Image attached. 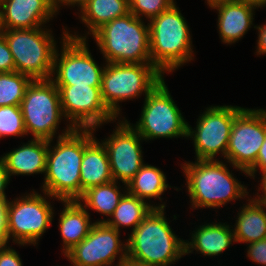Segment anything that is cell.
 <instances>
[{
    "mask_svg": "<svg viewBox=\"0 0 266 266\" xmlns=\"http://www.w3.org/2000/svg\"><path fill=\"white\" fill-rule=\"evenodd\" d=\"M94 129H73L48 141L46 171L42 192L53 200L77 201L81 197L80 168L84 147L94 138Z\"/></svg>",
    "mask_w": 266,
    "mask_h": 266,
    "instance_id": "obj_1",
    "label": "cell"
},
{
    "mask_svg": "<svg viewBox=\"0 0 266 266\" xmlns=\"http://www.w3.org/2000/svg\"><path fill=\"white\" fill-rule=\"evenodd\" d=\"M222 161L196 160L181 164L192 210L204 207L218 209L231 201L248 198L247 187Z\"/></svg>",
    "mask_w": 266,
    "mask_h": 266,
    "instance_id": "obj_2",
    "label": "cell"
},
{
    "mask_svg": "<svg viewBox=\"0 0 266 266\" xmlns=\"http://www.w3.org/2000/svg\"><path fill=\"white\" fill-rule=\"evenodd\" d=\"M164 208H153L127 238V257L151 266H171L185 255V240L169 225Z\"/></svg>",
    "mask_w": 266,
    "mask_h": 266,
    "instance_id": "obj_3",
    "label": "cell"
},
{
    "mask_svg": "<svg viewBox=\"0 0 266 266\" xmlns=\"http://www.w3.org/2000/svg\"><path fill=\"white\" fill-rule=\"evenodd\" d=\"M176 4L148 21L151 62L163 75L194 59L190 28Z\"/></svg>",
    "mask_w": 266,
    "mask_h": 266,
    "instance_id": "obj_4",
    "label": "cell"
},
{
    "mask_svg": "<svg viewBox=\"0 0 266 266\" xmlns=\"http://www.w3.org/2000/svg\"><path fill=\"white\" fill-rule=\"evenodd\" d=\"M131 12L105 23L93 34L107 63H152L149 24Z\"/></svg>",
    "mask_w": 266,
    "mask_h": 266,
    "instance_id": "obj_5",
    "label": "cell"
},
{
    "mask_svg": "<svg viewBox=\"0 0 266 266\" xmlns=\"http://www.w3.org/2000/svg\"><path fill=\"white\" fill-rule=\"evenodd\" d=\"M101 95L107 108L117 117L122 114L119 103L148 95L164 78L152 63H105Z\"/></svg>",
    "mask_w": 266,
    "mask_h": 266,
    "instance_id": "obj_6",
    "label": "cell"
},
{
    "mask_svg": "<svg viewBox=\"0 0 266 266\" xmlns=\"http://www.w3.org/2000/svg\"><path fill=\"white\" fill-rule=\"evenodd\" d=\"M20 108L27 135L33 139L55 140L70 133L74 128L66 125L60 134L57 131L62 119L66 120L60 104L59 90L51 79L32 80L26 89Z\"/></svg>",
    "mask_w": 266,
    "mask_h": 266,
    "instance_id": "obj_7",
    "label": "cell"
},
{
    "mask_svg": "<svg viewBox=\"0 0 266 266\" xmlns=\"http://www.w3.org/2000/svg\"><path fill=\"white\" fill-rule=\"evenodd\" d=\"M46 27V28H45ZM12 53L17 72L36 79H51L57 43L47 26L1 29Z\"/></svg>",
    "mask_w": 266,
    "mask_h": 266,
    "instance_id": "obj_8",
    "label": "cell"
},
{
    "mask_svg": "<svg viewBox=\"0 0 266 266\" xmlns=\"http://www.w3.org/2000/svg\"><path fill=\"white\" fill-rule=\"evenodd\" d=\"M43 195L45 197L33 189L32 193L8 200L7 244L12 239L13 243L23 247L27 244L38 245L39 239L52 224L55 214L49 200L53 197L45 192Z\"/></svg>",
    "mask_w": 266,
    "mask_h": 266,
    "instance_id": "obj_9",
    "label": "cell"
},
{
    "mask_svg": "<svg viewBox=\"0 0 266 266\" xmlns=\"http://www.w3.org/2000/svg\"><path fill=\"white\" fill-rule=\"evenodd\" d=\"M164 79L144 98L140 119L136 124L130 123L144 141L187 138L188 122L172 99Z\"/></svg>",
    "mask_w": 266,
    "mask_h": 266,
    "instance_id": "obj_10",
    "label": "cell"
},
{
    "mask_svg": "<svg viewBox=\"0 0 266 266\" xmlns=\"http://www.w3.org/2000/svg\"><path fill=\"white\" fill-rule=\"evenodd\" d=\"M66 28H62L61 50L55 52L51 80L55 85L101 86L105 65L95 62L87 39L68 36Z\"/></svg>",
    "mask_w": 266,
    "mask_h": 266,
    "instance_id": "obj_11",
    "label": "cell"
},
{
    "mask_svg": "<svg viewBox=\"0 0 266 266\" xmlns=\"http://www.w3.org/2000/svg\"><path fill=\"white\" fill-rule=\"evenodd\" d=\"M205 109L196 127L188 124L187 129V138L194 143L195 160H217L218 153L225 159L234 118L243 107L218 105Z\"/></svg>",
    "mask_w": 266,
    "mask_h": 266,
    "instance_id": "obj_12",
    "label": "cell"
},
{
    "mask_svg": "<svg viewBox=\"0 0 266 266\" xmlns=\"http://www.w3.org/2000/svg\"><path fill=\"white\" fill-rule=\"evenodd\" d=\"M266 137V110L243 108L234 118L226 163L247 176Z\"/></svg>",
    "mask_w": 266,
    "mask_h": 266,
    "instance_id": "obj_13",
    "label": "cell"
},
{
    "mask_svg": "<svg viewBox=\"0 0 266 266\" xmlns=\"http://www.w3.org/2000/svg\"><path fill=\"white\" fill-rule=\"evenodd\" d=\"M55 86L59 90L64 118L74 129H94L96 132L102 124L118 120L105 105L101 86Z\"/></svg>",
    "mask_w": 266,
    "mask_h": 266,
    "instance_id": "obj_14",
    "label": "cell"
},
{
    "mask_svg": "<svg viewBox=\"0 0 266 266\" xmlns=\"http://www.w3.org/2000/svg\"><path fill=\"white\" fill-rule=\"evenodd\" d=\"M64 256L72 266H117L127 257V243L115 228L95 222L90 233Z\"/></svg>",
    "mask_w": 266,
    "mask_h": 266,
    "instance_id": "obj_15",
    "label": "cell"
},
{
    "mask_svg": "<svg viewBox=\"0 0 266 266\" xmlns=\"http://www.w3.org/2000/svg\"><path fill=\"white\" fill-rule=\"evenodd\" d=\"M116 123V128L101 142L105 146L110 162L113 181L125 186L144 165L141 142L144 140L125 118Z\"/></svg>",
    "mask_w": 266,
    "mask_h": 266,
    "instance_id": "obj_16",
    "label": "cell"
},
{
    "mask_svg": "<svg viewBox=\"0 0 266 266\" xmlns=\"http://www.w3.org/2000/svg\"><path fill=\"white\" fill-rule=\"evenodd\" d=\"M54 16L53 0H0L1 29L44 27Z\"/></svg>",
    "mask_w": 266,
    "mask_h": 266,
    "instance_id": "obj_17",
    "label": "cell"
},
{
    "mask_svg": "<svg viewBox=\"0 0 266 266\" xmlns=\"http://www.w3.org/2000/svg\"><path fill=\"white\" fill-rule=\"evenodd\" d=\"M218 12V33L224 44L239 41L252 26L256 6L235 0H223L209 6Z\"/></svg>",
    "mask_w": 266,
    "mask_h": 266,
    "instance_id": "obj_18",
    "label": "cell"
},
{
    "mask_svg": "<svg viewBox=\"0 0 266 266\" xmlns=\"http://www.w3.org/2000/svg\"><path fill=\"white\" fill-rule=\"evenodd\" d=\"M47 152V140L31 138L1 158L10 178L13 175L45 174Z\"/></svg>",
    "mask_w": 266,
    "mask_h": 266,
    "instance_id": "obj_19",
    "label": "cell"
},
{
    "mask_svg": "<svg viewBox=\"0 0 266 266\" xmlns=\"http://www.w3.org/2000/svg\"><path fill=\"white\" fill-rule=\"evenodd\" d=\"M231 228L233 226L221 222L199 225L194 233L192 232L191 238L185 240V255L195 250L204 256H219L236 242Z\"/></svg>",
    "mask_w": 266,
    "mask_h": 266,
    "instance_id": "obj_20",
    "label": "cell"
},
{
    "mask_svg": "<svg viewBox=\"0 0 266 266\" xmlns=\"http://www.w3.org/2000/svg\"><path fill=\"white\" fill-rule=\"evenodd\" d=\"M113 181L109 156L102 142L94 137L85 147L80 168L81 196L87 189Z\"/></svg>",
    "mask_w": 266,
    "mask_h": 266,
    "instance_id": "obj_21",
    "label": "cell"
},
{
    "mask_svg": "<svg viewBox=\"0 0 266 266\" xmlns=\"http://www.w3.org/2000/svg\"><path fill=\"white\" fill-rule=\"evenodd\" d=\"M63 210L59 215V230L62 236V254L79 244L91 231L90 213L78 201H62Z\"/></svg>",
    "mask_w": 266,
    "mask_h": 266,
    "instance_id": "obj_22",
    "label": "cell"
},
{
    "mask_svg": "<svg viewBox=\"0 0 266 266\" xmlns=\"http://www.w3.org/2000/svg\"><path fill=\"white\" fill-rule=\"evenodd\" d=\"M78 11L79 18L87 26V33L82 35L78 31L73 34L68 30V36L75 39H89L97 29L107 22L130 13L129 0H89L88 3Z\"/></svg>",
    "mask_w": 266,
    "mask_h": 266,
    "instance_id": "obj_23",
    "label": "cell"
},
{
    "mask_svg": "<svg viewBox=\"0 0 266 266\" xmlns=\"http://www.w3.org/2000/svg\"><path fill=\"white\" fill-rule=\"evenodd\" d=\"M251 199H250V198ZM240 208L233 228L237 243H252L266 238V202L249 196Z\"/></svg>",
    "mask_w": 266,
    "mask_h": 266,
    "instance_id": "obj_24",
    "label": "cell"
},
{
    "mask_svg": "<svg viewBox=\"0 0 266 266\" xmlns=\"http://www.w3.org/2000/svg\"><path fill=\"white\" fill-rule=\"evenodd\" d=\"M166 179L165 173L160 168L144 163L124 188L129 194L145 202L152 198L161 202V195H164L167 188H171Z\"/></svg>",
    "mask_w": 266,
    "mask_h": 266,
    "instance_id": "obj_25",
    "label": "cell"
},
{
    "mask_svg": "<svg viewBox=\"0 0 266 266\" xmlns=\"http://www.w3.org/2000/svg\"><path fill=\"white\" fill-rule=\"evenodd\" d=\"M162 204H151L126 192L121 198L119 205L114 210L112 216L105 223L120 232V227H132L131 232L142 222L153 208H164Z\"/></svg>",
    "mask_w": 266,
    "mask_h": 266,
    "instance_id": "obj_26",
    "label": "cell"
},
{
    "mask_svg": "<svg viewBox=\"0 0 266 266\" xmlns=\"http://www.w3.org/2000/svg\"><path fill=\"white\" fill-rule=\"evenodd\" d=\"M119 186L120 182L112 181L107 184L91 187L84 191L77 201L87 211H89L88 209L90 208L91 210L108 217L107 219H97L96 221V223H105L109 220V217L112 216L114 210L119 205L121 198L127 192V190L124 191ZM121 191H123V194Z\"/></svg>",
    "mask_w": 266,
    "mask_h": 266,
    "instance_id": "obj_27",
    "label": "cell"
},
{
    "mask_svg": "<svg viewBox=\"0 0 266 266\" xmlns=\"http://www.w3.org/2000/svg\"><path fill=\"white\" fill-rule=\"evenodd\" d=\"M32 78L15 72L0 73V107L20 106Z\"/></svg>",
    "mask_w": 266,
    "mask_h": 266,
    "instance_id": "obj_28",
    "label": "cell"
},
{
    "mask_svg": "<svg viewBox=\"0 0 266 266\" xmlns=\"http://www.w3.org/2000/svg\"><path fill=\"white\" fill-rule=\"evenodd\" d=\"M27 136L20 106L0 107V138Z\"/></svg>",
    "mask_w": 266,
    "mask_h": 266,
    "instance_id": "obj_29",
    "label": "cell"
},
{
    "mask_svg": "<svg viewBox=\"0 0 266 266\" xmlns=\"http://www.w3.org/2000/svg\"><path fill=\"white\" fill-rule=\"evenodd\" d=\"M175 1L176 0H129V9L136 17L140 19L145 17V19L149 21L170 8L176 3Z\"/></svg>",
    "mask_w": 266,
    "mask_h": 266,
    "instance_id": "obj_30",
    "label": "cell"
},
{
    "mask_svg": "<svg viewBox=\"0 0 266 266\" xmlns=\"http://www.w3.org/2000/svg\"><path fill=\"white\" fill-rule=\"evenodd\" d=\"M247 255L250 260L262 266H266V238L248 243Z\"/></svg>",
    "mask_w": 266,
    "mask_h": 266,
    "instance_id": "obj_31",
    "label": "cell"
},
{
    "mask_svg": "<svg viewBox=\"0 0 266 266\" xmlns=\"http://www.w3.org/2000/svg\"><path fill=\"white\" fill-rule=\"evenodd\" d=\"M15 64L12 53L8 47L3 33H0V73L15 72Z\"/></svg>",
    "mask_w": 266,
    "mask_h": 266,
    "instance_id": "obj_32",
    "label": "cell"
},
{
    "mask_svg": "<svg viewBox=\"0 0 266 266\" xmlns=\"http://www.w3.org/2000/svg\"><path fill=\"white\" fill-rule=\"evenodd\" d=\"M18 252L7 243L0 246V266H23Z\"/></svg>",
    "mask_w": 266,
    "mask_h": 266,
    "instance_id": "obj_33",
    "label": "cell"
},
{
    "mask_svg": "<svg viewBox=\"0 0 266 266\" xmlns=\"http://www.w3.org/2000/svg\"><path fill=\"white\" fill-rule=\"evenodd\" d=\"M264 168H266V137L261 148L259 149L256 163L247 171V176L251 177L252 179H255L258 170Z\"/></svg>",
    "mask_w": 266,
    "mask_h": 266,
    "instance_id": "obj_34",
    "label": "cell"
},
{
    "mask_svg": "<svg viewBox=\"0 0 266 266\" xmlns=\"http://www.w3.org/2000/svg\"><path fill=\"white\" fill-rule=\"evenodd\" d=\"M7 202H8V200H0V246L3 244H6Z\"/></svg>",
    "mask_w": 266,
    "mask_h": 266,
    "instance_id": "obj_35",
    "label": "cell"
},
{
    "mask_svg": "<svg viewBox=\"0 0 266 266\" xmlns=\"http://www.w3.org/2000/svg\"><path fill=\"white\" fill-rule=\"evenodd\" d=\"M253 28L258 31V39H257V55H265L266 54V23L262 25H256Z\"/></svg>",
    "mask_w": 266,
    "mask_h": 266,
    "instance_id": "obj_36",
    "label": "cell"
},
{
    "mask_svg": "<svg viewBox=\"0 0 266 266\" xmlns=\"http://www.w3.org/2000/svg\"><path fill=\"white\" fill-rule=\"evenodd\" d=\"M9 174L5 168L3 159L0 157V200H8L5 189L10 183Z\"/></svg>",
    "mask_w": 266,
    "mask_h": 266,
    "instance_id": "obj_37",
    "label": "cell"
},
{
    "mask_svg": "<svg viewBox=\"0 0 266 266\" xmlns=\"http://www.w3.org/2000/svg\"><path fill=\"white\" fill-rule=\"evenodd\" d=\"M89 0H53V8L58 15L60 7L63 6H77L80 10L88 3Z\"/></svg>",
    "mask_w": 266,
    "mask_h": 266,
    "instance_id": "obj_38",
    "label": "cell"
},
{
    "mask_svg": "<svg viewBox=\"0 0 266 266\" xmlns=\"http://www.w3.org/2000/svg\"><path fill=\"white\" fill-rule=\"evenodd\" d=\"M260 173L259 174H261V179H260V184H259V188H258V192H262V194H261V192H260V194L257 192L256 194H255V196L253 197V199H255V200H258V201H260V202H266V168H264V169H260Z\"/></svg>",
    "mask_w": 266,
    "mask_h": 266,
    "instance_id": "obj_39",
    "label": "cell"
},
{
    "mask_svg": "<svg viewBox=\"0 0 266 266\" xmlns=\"http://www.w3.org/2000/svg\"><path fill=\"white\" fill-rule=\"evenodd\" d=\"M119 266H151L144 263L134 261L128 257L124 258L119 264Z\"/></svg>",
    "mask_w": 266,
    "mask_h": 266,
    "instance_id": "obj_40",
    "label": "cell"
},
{
    "mask_svg": "<svg viewBox=\"0 0 266 266\" xmlns=\"http://www.w3.org/2000/svg\"><path fill=\"white\" fill-rule=\"evenodd\" d=\"M235 1L252 4V5H254L257 8H260V9L262 7H266V0H235Z\"/></svg>",
    "mask_w": 266,
    "mask_h": 266,
    "instance_id": "obj_41",
    "label": "cell"
},
{
    "mask_svg": "<svg viewBox=\"0 0 266 266\" xmlns=\"http://www.w3.org/2000/svg\"><path fill=\"white\" fill-rule=\"evenodd\" d=\"M220 1H223V0H205V2L208 5V7L211 6L212 4L220 2Z\"/></svg>",
    "mask_w": 266,
    "mask_h": 266,
    "instance_id": "obj_42",
    "label": "cell"
}]
</instances>
